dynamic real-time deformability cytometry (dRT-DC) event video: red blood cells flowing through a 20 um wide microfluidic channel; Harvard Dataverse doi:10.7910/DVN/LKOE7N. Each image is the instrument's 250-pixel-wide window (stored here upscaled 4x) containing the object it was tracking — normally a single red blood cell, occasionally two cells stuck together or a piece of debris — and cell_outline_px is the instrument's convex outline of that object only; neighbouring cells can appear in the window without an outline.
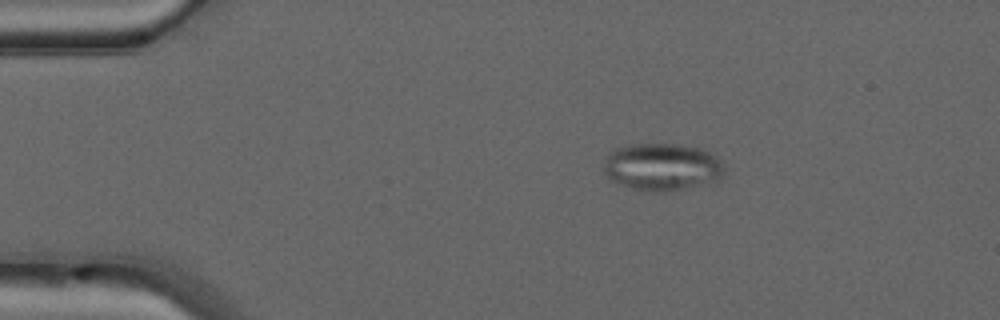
{"species": "common noctule bat (a hibernating species)", "species_latin": "Nyctalus noctula", "temperature_condition": "warm", "stored_images_in_passage": 15, "camera_frame_rate_fps": 3000, "um_per_image_px": 0.085, "animal": {"sex": "male", "forearm_length_mm": 52.5}, "frame": {"image": 1, "passage_image": 8, "time_ms": 2.333, "image_size_px": [1000, 320], "cell_outline_px": [[724, 172], [716, 180], [664, 192], [644, 192], [632, 188], [612, 180], [604, 172], [604, 160], [616, 148], [632, 144], [672, 144], [700, 148], [708, 152], [720, 160], [724, 164]], "centroid_in_image_um": [56.25, 14.18], "position_along_channel_um": 28.7, "area_um2": 32.77}}